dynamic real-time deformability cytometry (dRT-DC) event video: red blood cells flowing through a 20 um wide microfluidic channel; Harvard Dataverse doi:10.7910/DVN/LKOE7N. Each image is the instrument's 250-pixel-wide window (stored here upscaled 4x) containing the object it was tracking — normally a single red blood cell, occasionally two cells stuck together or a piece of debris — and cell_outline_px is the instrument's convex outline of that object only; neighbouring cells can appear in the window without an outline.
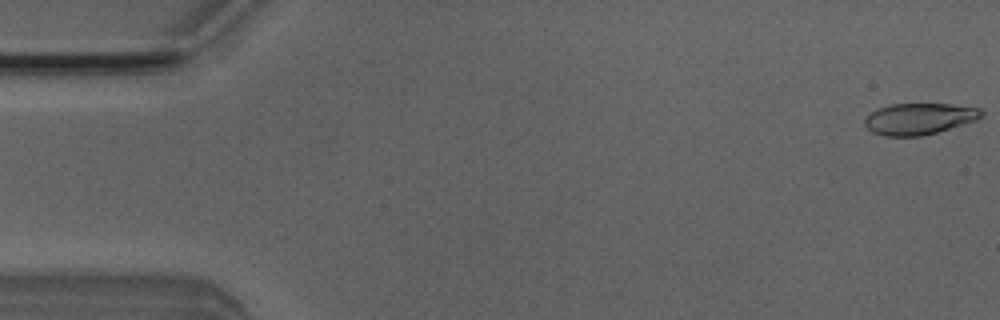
{"species": "Egyptian fruit bat (a non-hibernating species)", "species_latin": "Rousettus aegyptiacus", "temperature_condition": "room temperature", "stored_images_in_passage": 51, "camera_frame_rate_fps": 3000, "um_per_image_px": 0.085, "animal": {"sex": "male"}, "frame": {"image": 1, "passage_image": 1, "time_ms": 0.0, "image_size_px": [1000, 320], "cell_outline_px": [[984, 116], [976, 120], [936, 132], [920, 136], [884, 136], [872, 132], [864, 124], [864, 120], [872, 112], [888, 104], [952, 104], [980, 108], [984, 112]], "centroid_in_image_um": [78.15, 10.09], "position_along_channel_um": 6.9, "area_um2": 21.21}}
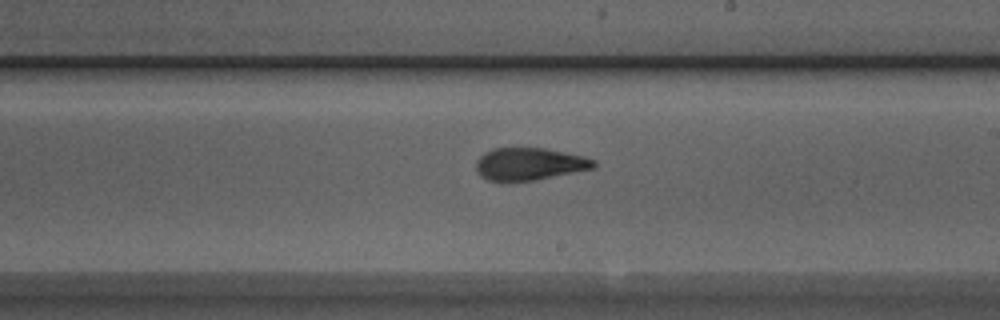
{"frame": {"image": 2, "passage_image": 29, "time_ms": 9.333, "image_size_px": [1000, 320], "cell_outline_px": [[596, 168], [536, 180], [504, 184], [488, 180], [480, 176], [476, 168], [476, 160], [484, 152], [492, 148], [544, 148], [584, 156], [596, 160]], "centroid_in_image_um": [44.97, 13.97], "position_along_channel_um": 244.0, "area_um2": 22.89}}
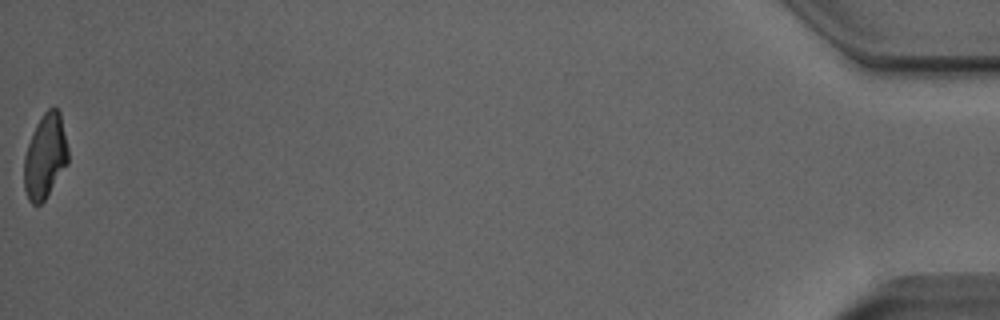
{"frame": {"image": 3, "passage_image": 51, "time_ms": 16.667, "image_size_px": [1000, 320], "cell_outline_px": [[68, 164], [44, 200], [40, 204], [32, 204], [28, 200], [24, 188], [24, 156], [32, 132], [36, 124], [44, 112], [52, 104], [60, 112], [68, 148]], "centroid_in_image_um": [3.84, 13.27], "position_along_channel_um": 431.4, "area_um2": 21.79}, "authors_computed_cell_mechanics": {"area_um2": 22.542, "velocity_mm_per_s": 4.0143, "shape_relaxation_time_tau1_ms": 7.5887, "shape_relaxation_time_tau2_ms": 1.9776, "deformation_change_tau1": 0.2216, "deformation_change_tau2": 0.1013}}